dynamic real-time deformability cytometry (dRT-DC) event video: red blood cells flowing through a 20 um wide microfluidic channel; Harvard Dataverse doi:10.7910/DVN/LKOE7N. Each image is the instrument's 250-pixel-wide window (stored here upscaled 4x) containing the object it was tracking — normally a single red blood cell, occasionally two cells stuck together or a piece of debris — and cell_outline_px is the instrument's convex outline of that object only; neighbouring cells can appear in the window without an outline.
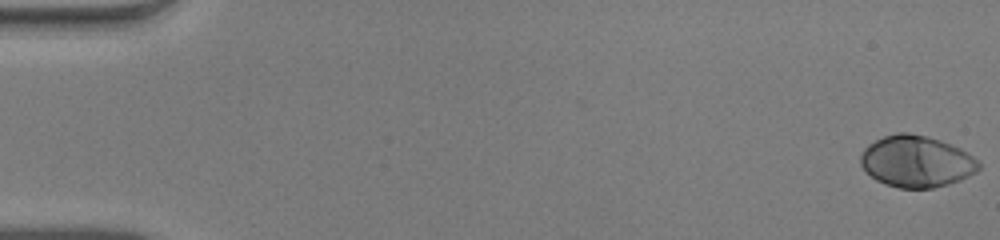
{"species": "human", "species_latin": "Homo sapiens", "temperature_condition": "warm", "stored_images_in_passage": 53, "camera_frame_rate_fps": 3000, "um_per_image_px": 0.085, "donor": {"sex": "male"}, "frame": {"image": 1, "passage_image": 1, "time_ms": 0.0, "image_size_px": [1000, 240], "cell_outline_px": [[980, 168], [976, 172], [960, 180], [948, 184], [932, 188], [900, 188], [884, 184], [876, 180], [860, 164], [860, 156], [864, 148], [868, 144], [884, 136], [896, 132], [908, 132], [940, 140], [960, 148], [972, 156], [980, 164]], "centroid_in_image_um": [77.88, 13.72], "position_along_channel_um": 7.1, "area_um2": 35.37}}
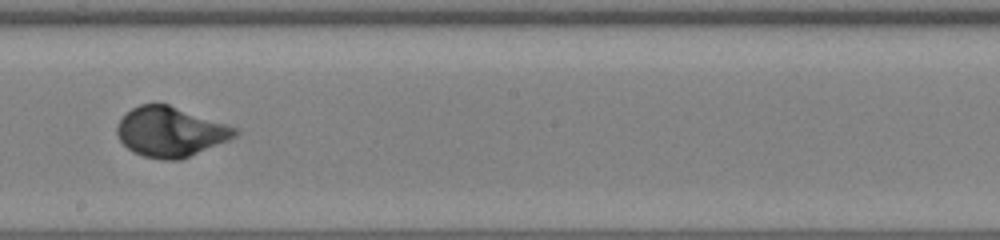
{"frame": {"image": 2, "passage_image": 31, "time_ms": 10.0, "image_size_px": [1000, 240], "cell_outline_px": [[240, 132], [236, 136], [228, 140], [180, 160], [164, 160], [144, 156], [132, 152], [120, 140], [116, 132], [116, 124], [132, 108], [140, 104], [168, 104], [240, 128]], "centroid_in_image_um": [14.5, 11.2], "position_along_channel_um": 233.7, "area_um2": 34.22}}
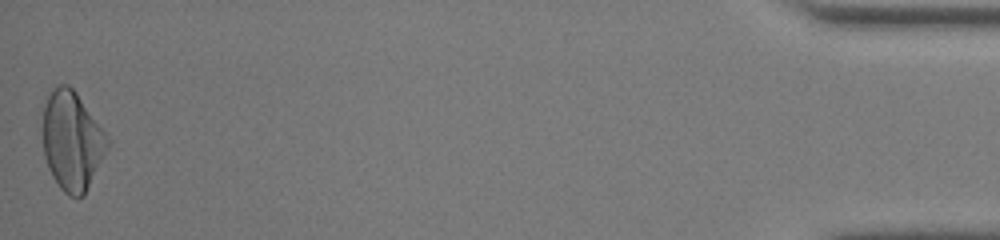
{"frame": {"image": 3, "passage_image": 53, "time_ms": 17.333, "image_size_px": [1000, 240], "cell_outline_px": [[112, 144], [84, 196], [68, 196], [60, 188], [52, 176], [48, 168], [44, 156], [44, 108], [48, 96], [60, 84], [68, 84], [76, 92], [112, 140]], "centroid_in_image_um": [6.18, 12.01], "position_along_channel_um": 429.0, "area_um2": 37.45}, "authors_computed_cell_mechanics": {"area_um2": 34.2176, "velocity_mm_per_s": 3.9337, "shape_relaxation_time_tau1_ms": 3.1532, "shape_relaxation_time_tau2_ms": null, "deformation_change_tau1": 0.1846, "deformation_change_tau2": null}}